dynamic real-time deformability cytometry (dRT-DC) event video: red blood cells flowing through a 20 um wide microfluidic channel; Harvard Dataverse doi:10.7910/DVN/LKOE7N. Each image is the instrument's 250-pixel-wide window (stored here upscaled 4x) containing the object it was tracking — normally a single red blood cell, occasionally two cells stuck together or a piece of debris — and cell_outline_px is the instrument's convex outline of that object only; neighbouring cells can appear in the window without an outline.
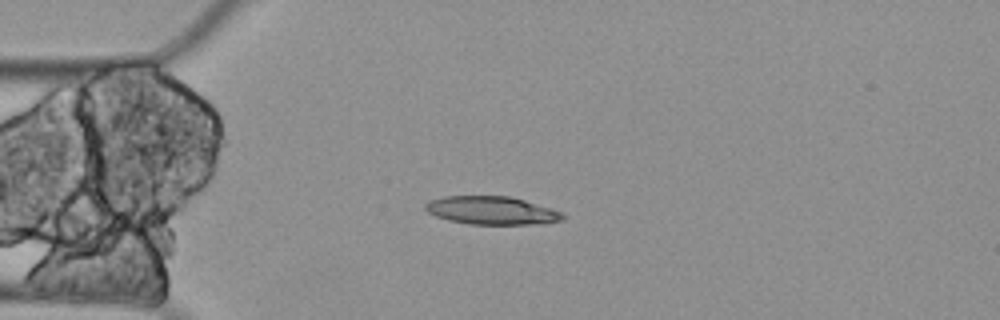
{"species": "Egyptian fruit bat (a non-hibernating species)", "species_latin": "Rousettus aegyptiacus", "temperature_condition": "cold", "stored_images_in_passage": 4, "camera_frame_rate_fps": 3000, "um_per_image_px": 0.085, "animal": {"sex": "female"}, "frame": {"image": 1, "passage_image": 4, "time_ms": 1.0, "image_size_px": [1000, 320], "cell_outline_px": [[564, 220], [532, 224], [472, 224], [448, 220], [436, 216], [428, 212], [424, 208], [424, 204], [432, 200], [444, 196], [508, 196], [524, 200], [552, 208], [564, 212]], "centroid_in_image_um": [41.8, 17.88], "position_along_channel_um": 43.2, "area_um2": 22.43}}